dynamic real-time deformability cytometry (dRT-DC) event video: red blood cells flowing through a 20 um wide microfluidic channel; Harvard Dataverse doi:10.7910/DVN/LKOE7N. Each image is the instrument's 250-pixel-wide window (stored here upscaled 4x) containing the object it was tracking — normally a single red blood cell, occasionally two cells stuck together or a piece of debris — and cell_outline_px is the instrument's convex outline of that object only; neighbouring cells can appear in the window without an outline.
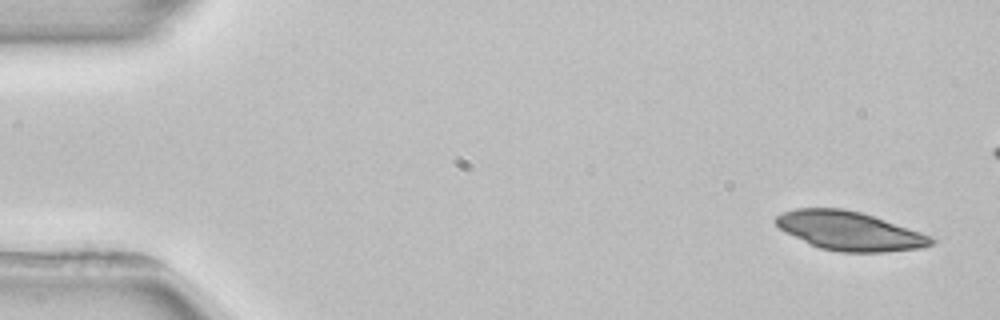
{"species": "common noctule bat (a hibernating species)", "species_latin": "Nyctalus noctula", "temperature_condition": "room temperature", "stored_images_in_passage": 4, "camera_frame_rate_fps": 3000, "um_per_image_px": 0.085, "animal": {"sex": "female", "body_mass_g": 22.7, "forearm_length_mm": 54.2}, "frame": {"image": 1, "passage_image": 1, "time_ms": 0.0, "image_size_px": [1000, 320], "cell_outline_px": [[936, 240], [932, 244], [920, 248], [884, 252], [840, 252], [820, 248], [780, 228], [772, 220], [776, 216], [784, 212], [796, 208], [844, 208], [876, 216], [932, 236]], "centroid_in_image_um": [72.25, 19.62], "position_along_channel_um": 12.7, "area_um2": 34.97}}